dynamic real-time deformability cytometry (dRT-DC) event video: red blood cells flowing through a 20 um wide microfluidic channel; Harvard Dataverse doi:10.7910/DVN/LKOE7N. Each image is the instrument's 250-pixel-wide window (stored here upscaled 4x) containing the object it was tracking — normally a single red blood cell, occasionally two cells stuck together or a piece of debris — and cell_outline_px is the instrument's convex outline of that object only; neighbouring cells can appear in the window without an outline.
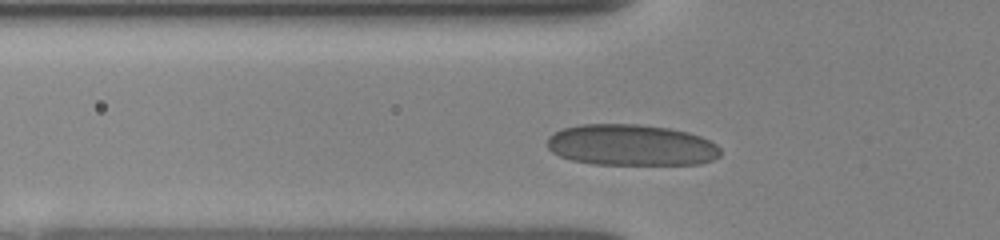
{"species": "human", "species_latin": "Homo sapiens", "temperature_condition": "room temperature", "stored_images_in_passage": 32, "camera_frame_rate_fps": 3000, "um_per_image_px": 0.085, "donor": {"sex": "female"}, "frame": {"image": 1, "passage_image": 6, "time_ms": 1.667, "image_size_px": [1000, 240], "cell_outline_px": [[720, 156], [712, 160], [700, 164], [592, 164], [572, 160], [560, 156], [552, 152], [548, 148], [548, 136], [564, 128], [580, 124], [636, 124], [668, 128], [688, 132], [700, 136], [716, 144], [720, 148]], "centroid_in_image_um": [53.65, 12.33], "position_along_channel_um": 72.1, "area_um2": 41.56}}
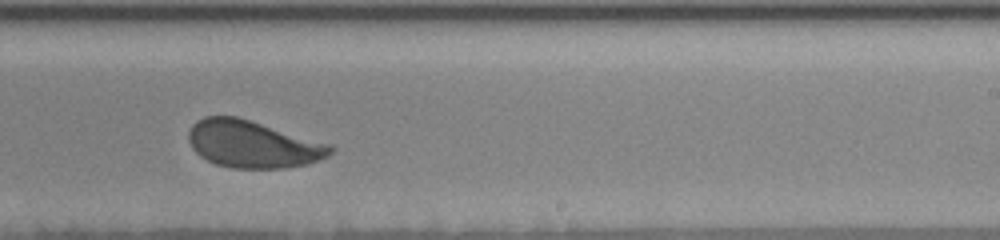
{"frame": {"image": 2, "passage_image": 21, "time_ms": 6.667, "image_size_px": [1000, 240], "cell_outline_px": [[336, 148], [328, 156], [320, 160], [308, 164], [284, 168], [232, 168], [216, 164], [200, 156], [192, 148], [188, 140], [188, 132], [192, 124], [196, 120], [204, 116], [236, 116], [332, 144]], "centroid_in_image_um": [21.5, 12.25], "position_along_channel_um": 267.5, "area_um2": 39.25}}
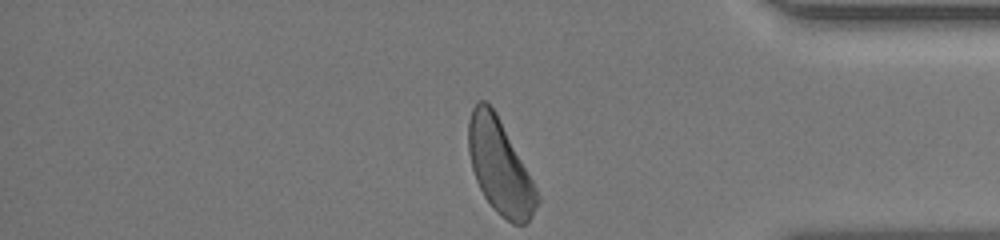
{"frame": {"image": 3, "passage_image": 32, "time_ms": 10.333, "image_size_px": [1000, 240], "cell_outline_px": [[540, 200], [532, 216], [524, 224], [512, 224], [492, 208], [484, 196], [476, 180], [472, 168], [468, 152], [468, 120], [472, 108], [480, 100], [484, 100], [496, 112], [532, 180], [540, 196]], "centroid_in_image_um": [42.47, 14.18], "position_along_channel_um": 392.7, "area_um2": 37.34}, "authors_computed_cell_mechanics": {"area_um2": 39.8242, "velocity_mm_per_s": 3.9065, "shape_relaxation_time_tau1_ms": 2.873, "shape_relaxation_time_tau2_ms": null, "deformation_change_tau1": 0.0917, "deformation_change_tau2": null}}